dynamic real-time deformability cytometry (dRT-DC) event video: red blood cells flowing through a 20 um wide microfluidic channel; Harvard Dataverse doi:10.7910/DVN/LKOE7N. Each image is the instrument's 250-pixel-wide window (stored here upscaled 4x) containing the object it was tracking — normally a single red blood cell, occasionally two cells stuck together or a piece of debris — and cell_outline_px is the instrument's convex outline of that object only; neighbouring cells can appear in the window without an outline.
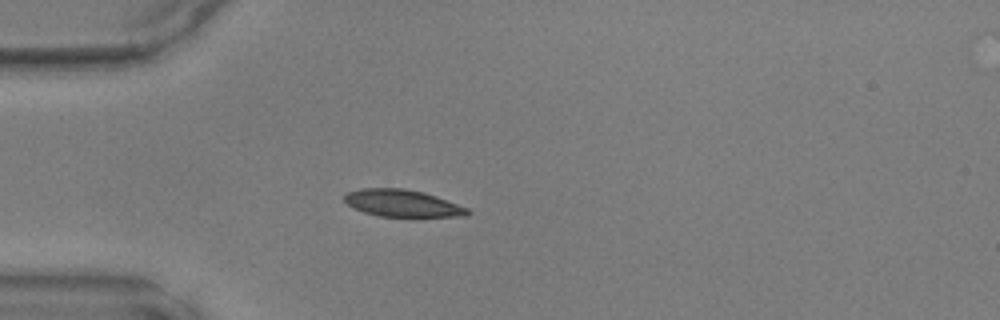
{"species": "common noctule bat (a hibernating species)", "species_latin": "Nyctalus noctula", "temperature_condition": "warm", "stored_images_in_passage": 47, "camera_frame_rate_fps": 3000, "um_per_image_px": 0.085, "animal": {"sex": "male", "body_mass_g": 17.9, "forearm_length_mm": 54.2}, "frame": {"image": 1, "passage_image": 13, "time_ms": 4.0, "image_size_px": [1000, 320], "cell_outline_px": [[472, 212], [468, 216], [416, 220], [412, 220], [380, 216], [364, 212], [352, 208], [344, 200], [344, 192], [360, 188], [404, 188], [424, 192], [436, 196], [468, 208]], "centroid_in_image_um": [34.27, 17.34], "position_along_channel_um": 50.7, "area_um2": 20.81}}
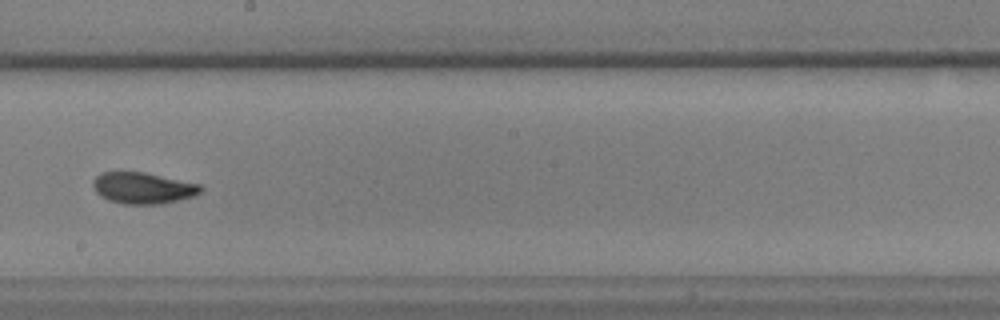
{"frame": {"image": 2, "passage_image": 27, "time_ms": 8.667, "image_size_px": [1000, 320], "cell_outline_px": [[204, 188], [200, 192], [192, 196], [160, 204], [124, 204], [108, 200], [100, 196], [96, 192], [92, 184], [92, 180], [100, 172], [144, 172], [200, 184]], "centroid_in_image_um": [12.11, 15.98], "position_along_channel_um": 236.1, "area_um2": 19.59}}
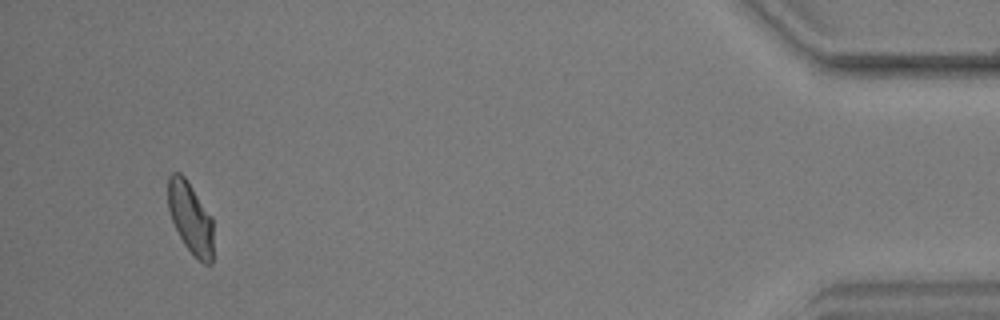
{"frame": {"image": 3, "passage_image": 45, "time_ms": 14.667, "image_size_px": [1000, 320], "cell_outline_px": [[212, 264], [204, 264], [184, 244], [172, 220], [168, 208], [168, 176], [172, 172], [180, 172], [184, 176], [212, 216]], "centroid_in_image_um": [16.18, 18.48], "position_along_channel_um": 419.0, "area_um2": 18.61}}